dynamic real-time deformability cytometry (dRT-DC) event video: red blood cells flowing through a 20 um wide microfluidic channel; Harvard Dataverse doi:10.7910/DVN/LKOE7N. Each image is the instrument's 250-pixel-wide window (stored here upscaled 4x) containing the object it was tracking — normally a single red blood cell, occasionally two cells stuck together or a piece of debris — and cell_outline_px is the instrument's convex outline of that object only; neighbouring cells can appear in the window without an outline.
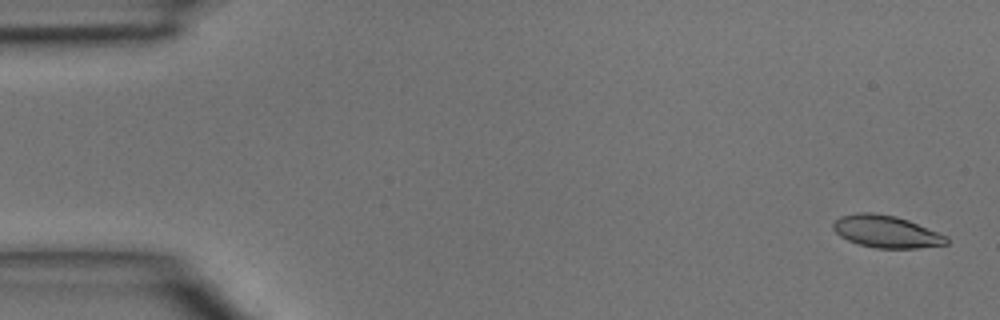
{"species": "common noctule bat (a hibernating species)", "species_latin": "Nyctalus noctula", "temperature_condition": "room temperature", "stored_images_in_passage": 4, "camera_frame_rate_fps": 3000, "um_per_image_px": 0.085, "animal": {"sex": "male", "body_mass_g": 15.6}, "frame": {"image": 1, "passage_image": 1, "time_ms": 0.0, "image_size_px": [1000, 320], "cell_outline_px": [[948, 244], [916, 248], [876, 248], [860, 244], [848, 240], [840, 236], [832, 228], [832, 224], [840, 216], [856, 212], [872, 212], [896, 216], [908, 220], [948, 236]], "centroid_in_image_um": [75.32, 19.67], "position_along_channel_um": 9.7, "area_um2": 21.27}}
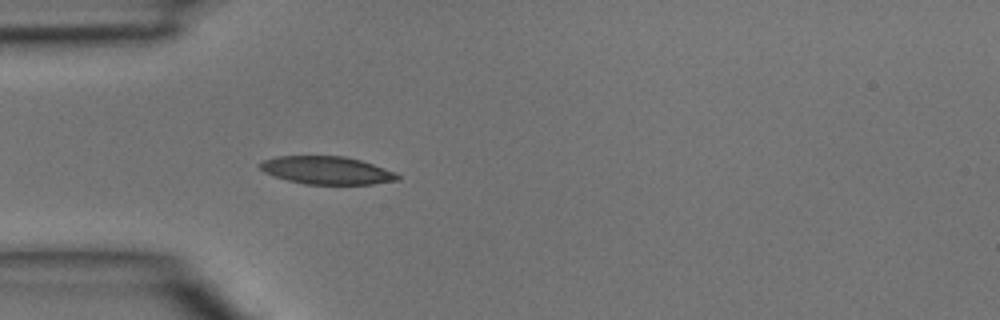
{"frame": {"image": 2, "passage_image": 4, "time_ms": 1.0, "image_size_px": [1000, 320], "cell_outline_px": [[400, 180], [372, 184], [304, 184], [288, 180], [264, 172], [256, 164], [264, 160], [280, 156], [344, 156], [360, 160], [396, 172], [400, 176]], "centroid_in_image_um": [27.79, 14.48], "position_along_channel_um": 57.2, "area_um2": 22.25}}